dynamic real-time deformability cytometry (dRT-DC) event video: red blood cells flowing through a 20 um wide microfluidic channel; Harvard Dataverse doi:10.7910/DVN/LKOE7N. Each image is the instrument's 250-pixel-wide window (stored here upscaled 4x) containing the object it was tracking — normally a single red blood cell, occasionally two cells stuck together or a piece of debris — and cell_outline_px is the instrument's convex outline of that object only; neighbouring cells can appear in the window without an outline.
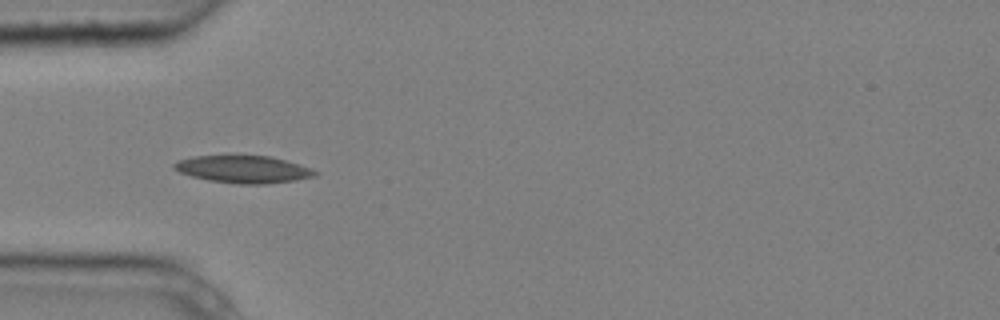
{"species": "common noctule bat (a hibernating species)", "species_latin": "Nyctalus noctula", "temperature_condition": "cold", "stored_images_in_passage": 6, "camera_frame_rate_fps": 3000, "um_per_image_px": 0.085, "animal": {"sex": "male", "body_mass_g": 20.4}, "frame": {"image": 1, "passage_image": 5, "time_ms": 1.333, "image_size_px": [1000, 320], "cell_outline_px": [[320, 172], [316, 176], [296, 180], [268, 184], [236, 184], [208, 180], [192, 176], [180, 172], [172, 168], [172, 164], [176, 160], [192, 156], [268, 156], [284, 160], [312, 168]], "centroid_in_image_um": [20.68, 14.4], "position_along_channel_um": 64.3, "area_um2": 22.54}}
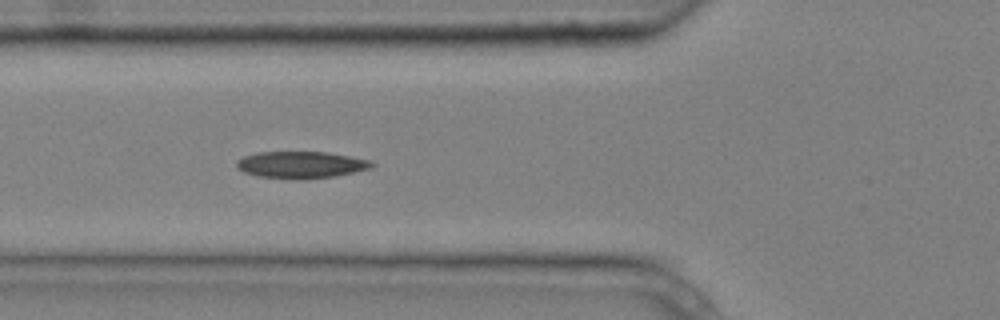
{"frame": {"image": 2, "passage_image": 6, "time_ms": 1.667, "image_size_px": [1000, 320], "cell_outline_px": [[376, 164], [368, 168], [336, 176], [304, 180], [296, 180], [260, 176], [244, 172], [236, 168], [236, 160], [244, 156], [256, 152], [328, 152], [368, 160]], "centroid_in_image_um": [25.53, 14.01], "position_along_channel_um": 100.3, "area_um2": 21.15}}